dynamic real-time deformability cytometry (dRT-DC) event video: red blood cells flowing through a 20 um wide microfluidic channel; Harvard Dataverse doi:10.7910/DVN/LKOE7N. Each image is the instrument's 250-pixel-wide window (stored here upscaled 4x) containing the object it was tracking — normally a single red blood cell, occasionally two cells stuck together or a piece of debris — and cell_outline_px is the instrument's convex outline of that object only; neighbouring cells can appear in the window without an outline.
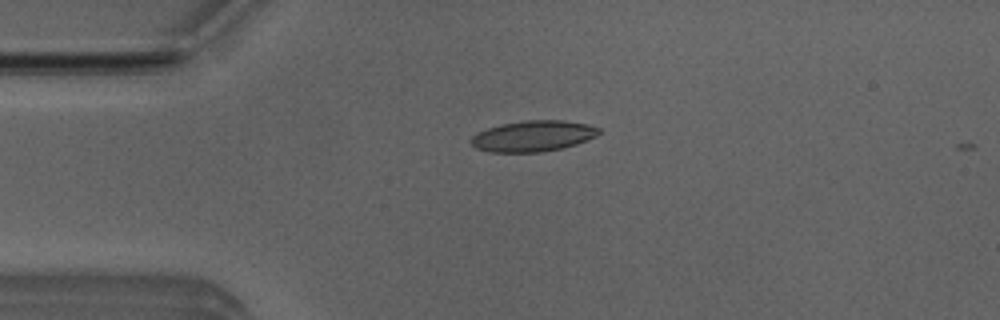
{"species": "Egyptian fruit bat (a non-hibernating species)", "species_latin": "Rousettus aegyptiacus", "temperature_condition": "room temperature", "stored_images_in_passage": 15, "camera_frame_rate_fps": 3000, "um_per_image_px": 0.085, "animal": {"sex": "male"}, "frame": {"image": 1, "passage_image": 12, "time_ms": 3.667, "image_size_px": [1000, 320], "cell_outline_px": [[600, 132], [596, 136], [588, 140], [564, 148], [540, 152], [488, 152], [476, 148], [468, 140], [476, 132], [500, 124], [524, 120], [564, 120], [588, 124], [600, 128]], "centroid_in_image_um": [45.3, 11.56], "position_along_channel_um": 39.7, "area_um2": 23.29}}